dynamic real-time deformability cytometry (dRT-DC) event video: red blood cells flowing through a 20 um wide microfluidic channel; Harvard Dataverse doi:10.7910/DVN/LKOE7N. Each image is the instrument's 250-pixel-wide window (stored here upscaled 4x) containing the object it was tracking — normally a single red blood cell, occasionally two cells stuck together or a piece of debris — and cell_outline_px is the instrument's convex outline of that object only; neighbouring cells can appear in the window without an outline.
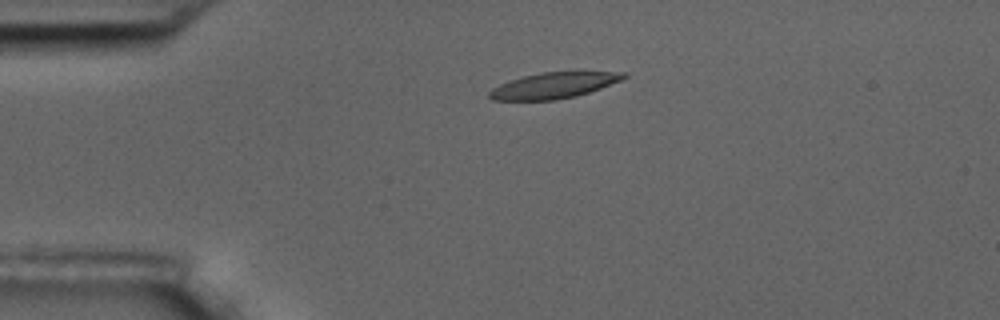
{"species": "common noctule bat (a hibernating species)", "species_latin": "Nyctalus noctula", "temperature_condition": "room temperature", "stored_images_in_passage": 3, "camera_frame_rate_fps": 3000, "um_per_image_px": 0.085, "animal": {"sex": "male", "body_mass_g": 17.5, "forearm_length_mm": 52.3}, "frame": {"image": 1, "passage_image": 1, "time_ms": 0.0, "image_size_px": [1000, 320], "cell_outline_px": [[628, 76], [620, 80], [600, 88], [576, 96], [556, 100], [492, 100], [488, 96], [488, 92], [492, 88], [500, 84], [524, 76], [540, 72], [628, 72]], "centroid_in_image_um": [47.04, 7.27], "position_along_channel_um": 38.0, "area_um2": 20.06}}